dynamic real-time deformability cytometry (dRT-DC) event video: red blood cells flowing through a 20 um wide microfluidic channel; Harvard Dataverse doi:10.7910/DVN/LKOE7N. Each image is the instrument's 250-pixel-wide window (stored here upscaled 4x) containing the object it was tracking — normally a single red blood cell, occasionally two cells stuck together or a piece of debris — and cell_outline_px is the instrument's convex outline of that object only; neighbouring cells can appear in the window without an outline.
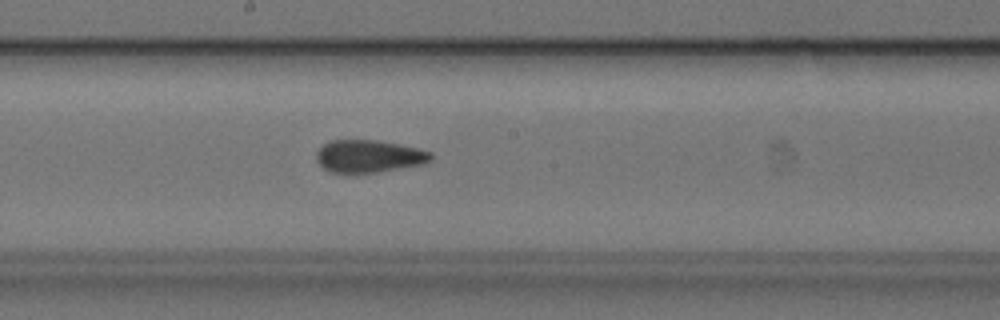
{"species": "common noctule bat (a hibernating species)", "species_latin": "Nyctalus noctula", "temperature_condition": "cold", "stored_images_in_passage": 36, "camera_frame_rate_fps": 3000, "um_per_image_px": 0.085, "animal": {"sex": "female", "body_mass_g": 24.6, "forearm_length_mm": 56.2}, "frame": {"image": 1, "passage_image": 16, "time_ms": 5.0, "image_size_px": [1000, 320], "cell_outline_px": [[432, 160], [424, 164], [376, 172], [328, 172], [316, 160], [316, 152], [328, 140], [376, 140], [416, 148], [432, 152]], "centroid_in_image_um": [31.34, 13.27], "position_along_channel_um": 216.9, "area_um2": 21.5}, "authors_computed_cell_mechanics": {"area_um2": 22.4264, "velocity_mm_per_s": 3.7624, "shape_relaxation_time_tau1_ms": null, "shape_relaxation_time_tau2_ms": 1.7007, "deformation_change_tau1": null, "deformation_change_tau2": 0.0872}}